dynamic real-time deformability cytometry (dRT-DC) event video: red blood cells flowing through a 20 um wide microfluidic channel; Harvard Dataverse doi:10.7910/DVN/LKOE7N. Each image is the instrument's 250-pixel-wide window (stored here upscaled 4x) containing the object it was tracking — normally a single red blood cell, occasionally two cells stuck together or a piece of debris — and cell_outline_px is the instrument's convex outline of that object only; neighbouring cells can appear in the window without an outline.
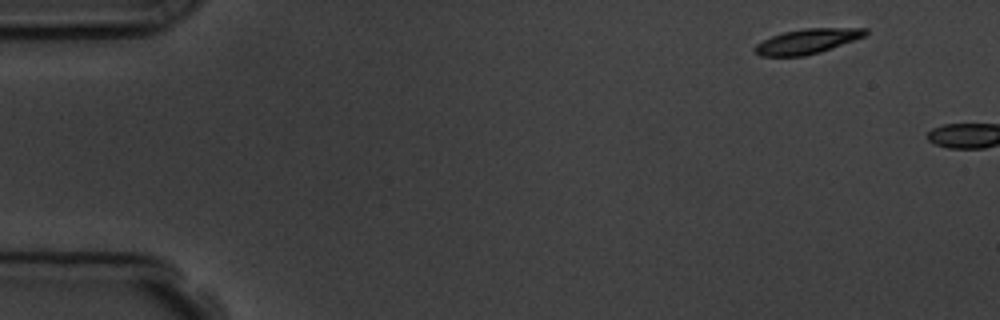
{"species": "common noctule bat (a hibernating species)", "species_latin": "Nyctalus noctula", "temperature_condition": "room temperature", "stored_images_in_passage": 2, "camera_frame_rate_fps": 3000, "um_per_image_px": 0.085, "animal": {"sex": "male", "body_mass_g": 19.5, "forearm_length_mm": 54.6}, "frame": {"image": 1, "passage_image": 1, "time_ms": 0.0, "image_size_px": [1000, 320], "cell_outline_px": [[868, 32], [864, 36], [820, 52], [804, 56], [760, 56], [752, 48], [756, 44], [772, 36], [784, 32], [804, 28], [868, 28]], "centroid_in_image_um": [68.59, 3.51], "position_along_channel_um": 16.4, "area_um2": 15.84}}